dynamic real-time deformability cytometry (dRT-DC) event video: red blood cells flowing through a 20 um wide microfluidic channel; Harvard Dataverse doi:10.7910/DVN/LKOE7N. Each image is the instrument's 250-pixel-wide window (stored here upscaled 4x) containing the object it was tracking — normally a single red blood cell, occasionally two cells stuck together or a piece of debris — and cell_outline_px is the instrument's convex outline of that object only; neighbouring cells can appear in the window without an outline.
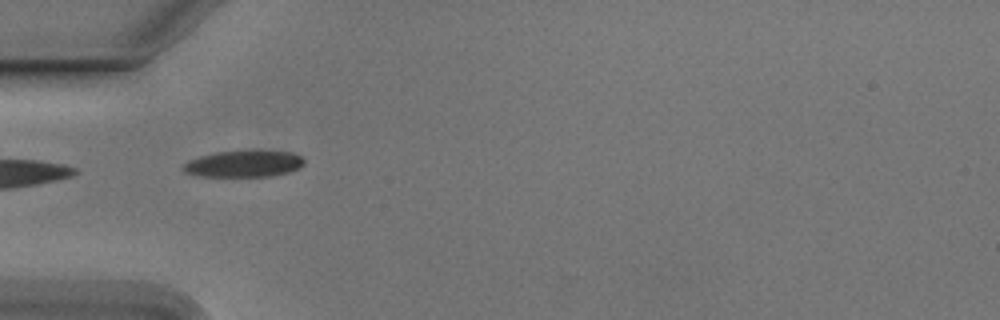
{"species": "Egyptian fruit bat (a non-hibernating species)", "species_latin": "Rousettus aegyptiacus", "temperature_condition": "cold", "stored_images_in_passage": 38, "camera_frame_rate_fps": 3000, "um_per_image_px": 0.085, "animal": {"sex": "male"}, "frame": {"image": 1, "passage_image": 1, "time_ms": 0.0, "image_size_px": [1000, 320], "cell_outline_px": [[304, 164], [288, 172], [268, 176], [204, 176], [184, 172], [184, 164], [188, 160], [200, 156], [216, 152], [292, 152], [300, 156], [304, 160]], "centroid_in_image_um": [20.7, 13.93], "position_along_channel_um": 64.3, "area_um2": 17.98}}
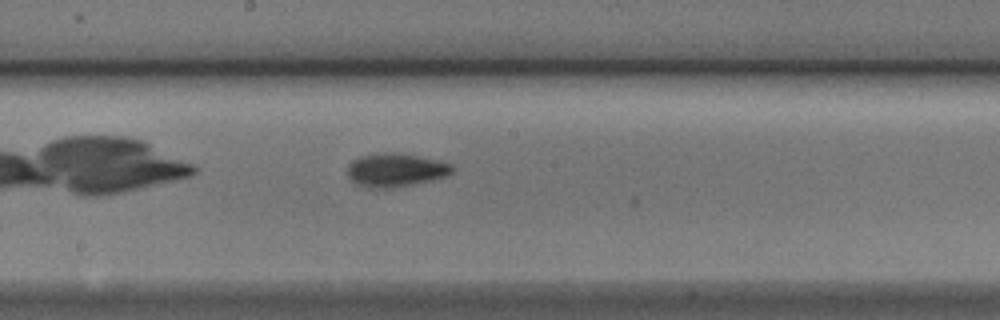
{"frame": {"image": 2, "passage_image": 13, "time_ms": 4.0, "image_size_px": [1000, 320], "cell_outline_px": [[452, 172], [444, 176], [432, 180], [412, 184], [388, 188], [372, 188], [360, 184], [352, 180], [348, 176], [348, 164], [352, 160], [360, 156], [384, 152], [416, 156], [436, 160], [452, 164]], "centroid_in_image_um": [33.6, 14.45], "position_along_channel_um": 214.6, "area_um2": 19.88}}
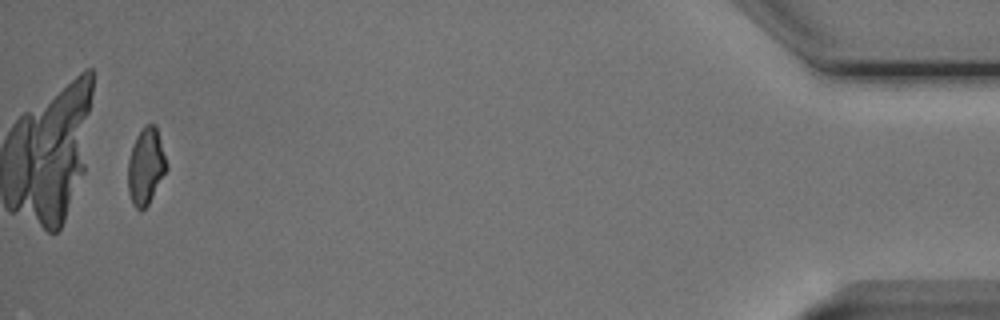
{"frame": {"image": 3, "passage_image": 36, "time_ms": 11.667, "image_size_px": [1000, 320], "cell_outline_px": [[168, 168], [148, 204], [140, 212], [132, 204], [128, 192], [128, 160], [136, 136], [144, 124], [156, 124], [168, 164]], "centroid_in_image_um": [12.4, 14.12], "position_along_channel_um": 422.8, "area_um2": 17.34}, "authors_computed_cell_mechanics": {"area_um2": 18.2937, "velocity_mm_per_s": 3.788, "shape_relaxation_time_tau1_ms": 4.5165, "shape_relaxation_time_tau2_ms": 3.8581, "deformation_change_tau1": 0.1295, "deformation_change_tau2": 0.1032}}